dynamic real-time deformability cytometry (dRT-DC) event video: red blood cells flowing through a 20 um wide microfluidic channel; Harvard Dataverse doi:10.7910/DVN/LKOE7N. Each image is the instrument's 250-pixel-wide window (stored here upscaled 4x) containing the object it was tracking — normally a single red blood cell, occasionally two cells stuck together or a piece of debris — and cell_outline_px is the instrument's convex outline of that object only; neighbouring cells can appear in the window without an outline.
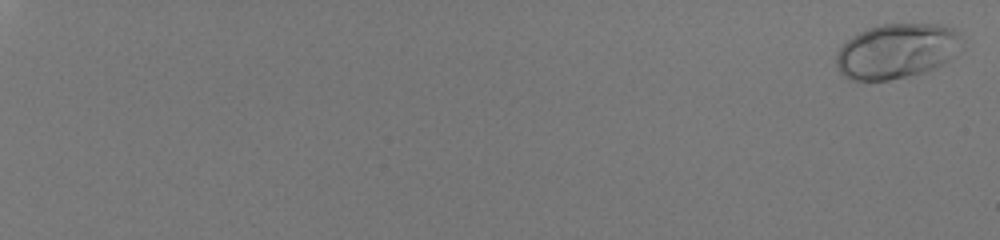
{"species": "human", "species_latin": "Homo sapiens", "temperature_condition": "room temperature", "stored_images_in_passage": 31, "camera_frame_rate_fps": 3000, "um_per_image_px": 0.085, "donor": {"sex": "male"}, "frame": {"image": 1, "passage_image": 2, "time_ms": 0.333, "image_size_px": [1000, 240], "cell_outline_px": [[964, 48], [956, 56], [944, 64], [936, 68], [924, 72], [908, 76], [888, 80], [852, 80], [844, 76], [840, 72], [836, 64], [836, 52], [852, 36], [868, 28], [880, 24], [940, 24], [952, 28], [960, 32], [964, 40]], "centroid_in_image_um": [76.31, 4.33], "position_along_channel_um": 8.7, "area_um2": 40.86}}
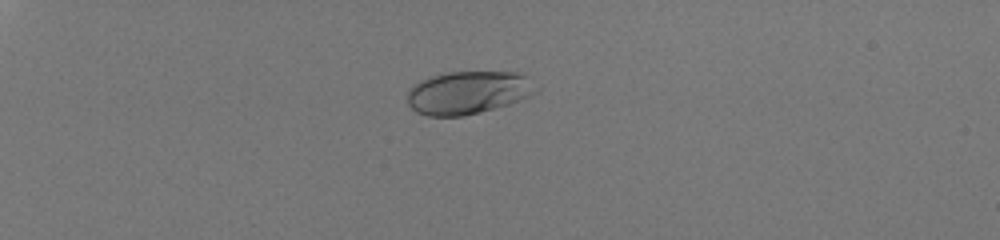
{"frame": {"image": 2, "passage_image": 20, "time_ms": 6.333, "image_size_px": [1000, 240], "cell_outline_px": [[532, 92], [528, 96], [508, 104], [480, 112], [464, 116], [428, 116], [416, 112], [408, 104], [408, 92], [412, 84], [428, 76], [444, 72], [516, 72], [524, 76]], "centroid_in_image_um": [39.62, 7.87], "position_along_channel_um": 45.4, "area_um2": 31.56}}
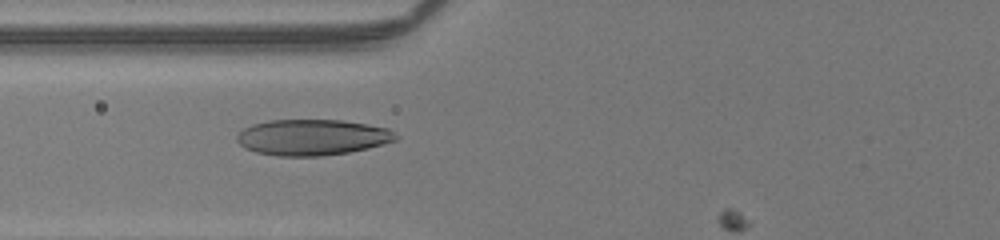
{"frame": {"image": 3, "passage_image": 30, "time_ms": 9.667, "image_size_px": [1000, 240], "cell_outline_px": [[400, 136], [396, 140], [384, 144], [368, 148], [348, 152], [324, 156], [276, 156], [256, 152], [244, 148], [236, 140], [236, 136], [244, 128], [252, 124], [268, 120], [340, 120], [368, 124], [388, 128]], "centroid_in_image_um": [26.55, 11.67], "position_along_channel_um": 99.3, "area_um2": 33.47}}